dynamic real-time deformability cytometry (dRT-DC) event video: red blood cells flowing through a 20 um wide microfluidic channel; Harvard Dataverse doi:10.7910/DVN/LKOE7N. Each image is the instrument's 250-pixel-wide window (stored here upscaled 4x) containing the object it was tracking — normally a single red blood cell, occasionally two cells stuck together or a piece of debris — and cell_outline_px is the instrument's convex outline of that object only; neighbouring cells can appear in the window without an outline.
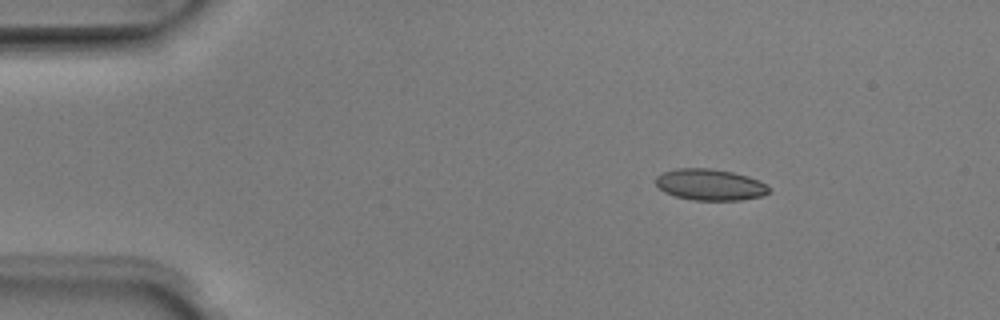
{"species": "Egyptian fruit bat (a non-hibernating species)", "species_latin": "Rousettus aegyptiacus", "temperature_condition": "room temperature", "stored_images_in_passage": 4, "camera_frame_rate_fps": 3000, "um_per_image_px": 0.085, "animal": {"sex": "male"}, "frame": {"image": 1, "passage_image": 2, "time_ms": 0.333, "image_size_px": [1000, 320], "cell_outline_px": [[768, 192], [760, 196], [740, 200], [692, 200], [676, 196], [664, 192], [656, 184], [656, 176], [664, 172], [676, 168], [712, 168], [732, 172], [748, 176], [760, 180], [768, 188]], "centroid_in_image_um": [60.32, 15.69], "position_along_channel_um": 24.7, "area_um2": 20.52}}